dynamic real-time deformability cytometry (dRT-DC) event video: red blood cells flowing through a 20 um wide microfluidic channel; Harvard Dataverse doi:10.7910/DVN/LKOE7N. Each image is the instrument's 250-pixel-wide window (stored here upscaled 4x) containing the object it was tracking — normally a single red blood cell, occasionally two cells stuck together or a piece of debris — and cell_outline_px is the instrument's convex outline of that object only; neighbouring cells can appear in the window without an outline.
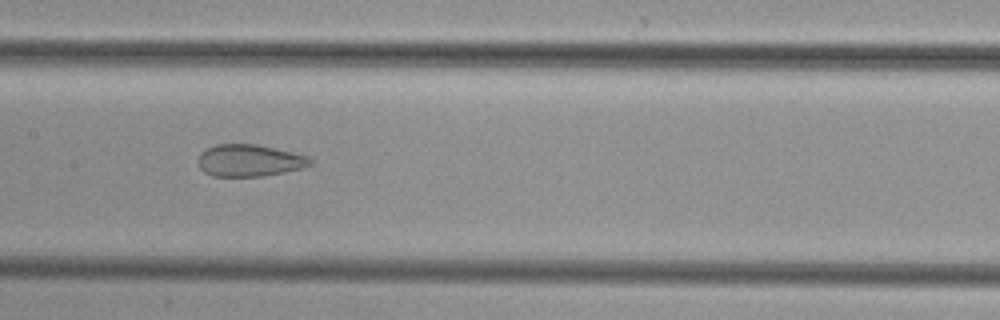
{"species": "common noctule bat (a hibernating species)", "species_latin": "Nyctalus noctula", "temperature_condition": "cold", "stored_images_in_passage": 46, "camera_frame_rate_fps": 3000, "um_per_image_px": 0.085, "animal": {"sex": "female", "body_mass_g": 29.2, "forearm_length_mm": 56.3}, "frame": {"image": 1, "passage_image": 21, "time_ms": 6.667, "image_size_px": [1000, 320], "cell_outline_px": [[316, 164], [284, 172], [264, 176], [212, 176], [204, 172], [200, 168], [196, 160], [200, 152], [216, 144], [256, 144], [292, 152], [308, 156]], "centroid_in_image_um": [21.19, 13.64], "position_along_channel_um": 186.2, "area_um2": 21.04}}
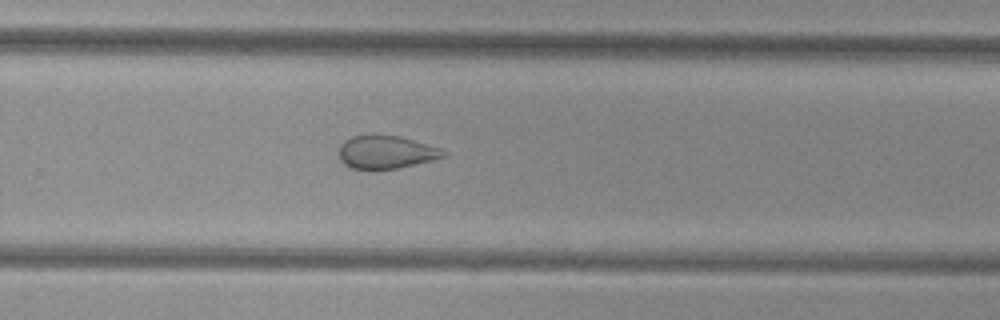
{"frame": {"image": 2, "passage_image": 29, "time_ms": 9.333, "image_size_px": [1000, 320], "cell_outline_px": [[448, 156], [400, 168], [372, 172], [352, 168], [344, 164], [340, 160], [340, 144], [344, 140], [352, 136], [376, 132], [400, 136], [440, 148], [448, 152]], "centroid_in_image_um": [32.79, 12.93], "position_along_channel_um": 297.0, "area_um2": 21.15}}
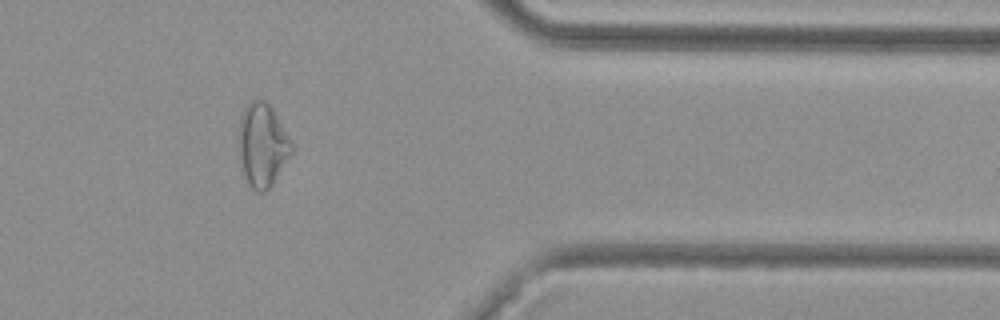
{"frame": {"image": 3, "passage_image": 37, "time_ms": 12.0, "image_size_px": [1000, 320], "cell_outline_px": [[292, 152], [272, 184], [264, 192], [256, 192], [252, 188], [244, 172], [240, 152], [240, 116], [244, 108], [252, 100], [264, 100], [272, 108], [292, 144]], "centroid_in_image_um": [22.31, 12.31], "position_along_channel_um": 389.1, "area_um2": 24.68}}